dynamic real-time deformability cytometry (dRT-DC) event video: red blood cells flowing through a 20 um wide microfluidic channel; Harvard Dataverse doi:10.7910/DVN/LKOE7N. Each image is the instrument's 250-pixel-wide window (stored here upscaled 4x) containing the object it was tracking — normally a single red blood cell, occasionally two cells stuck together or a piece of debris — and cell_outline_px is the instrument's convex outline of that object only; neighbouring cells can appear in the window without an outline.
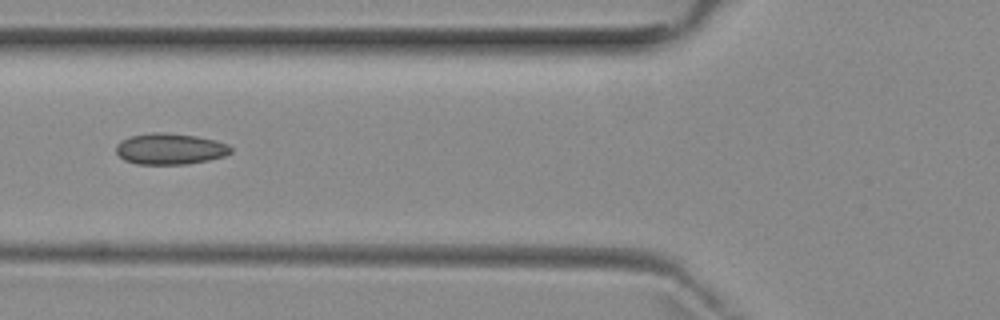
{"species": "common noctule bat (a hibernating species)", "species_latin": "Nyctalus noctula", "temperature_condition": "room temperature", "stored_images_in_passage": 6, "camera_frame_rate_fps": 3000, "um_per_image_px": 0.085, "animal": {"sex": "female", "body_mass_g": 29.2, "forearm_length_mm": 56.3}, "frame": {"image": 1, "passage_image": 6, "time_ms": 5.667, "image_size_px": [1000, 320], "cell_outline_px": [[232, 152], [224, 156], [208, 160], [188, 164], [136, 164], [124, 160], [116, 152], [116, 144], [120, 140], [132, 136], [152, 132], [164, 132], [196, 136], [216, 140], [228, 144], [232, 148]], "centroid_in_image_um": [14.45, 12.65], "position_along_channel_um": 111.3, "area_um2": 20.92}}